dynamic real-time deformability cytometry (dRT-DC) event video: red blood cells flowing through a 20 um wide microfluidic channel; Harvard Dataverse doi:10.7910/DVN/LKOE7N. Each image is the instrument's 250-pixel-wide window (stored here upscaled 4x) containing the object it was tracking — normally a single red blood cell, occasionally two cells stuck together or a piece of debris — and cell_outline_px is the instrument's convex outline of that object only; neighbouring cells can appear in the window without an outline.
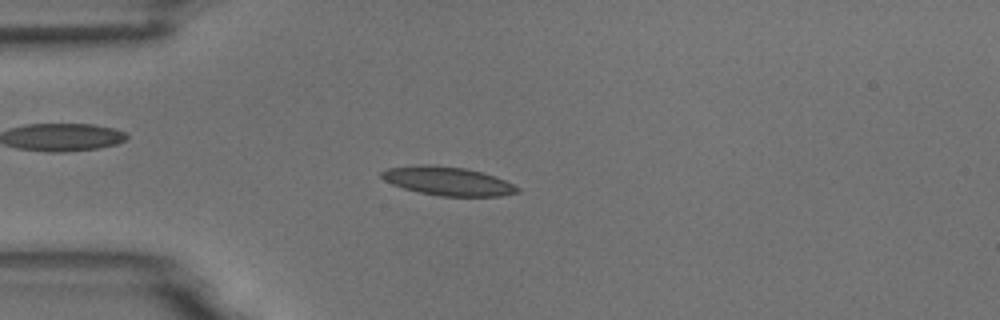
{"species": "common noctule bat (a hibernating species)", "species_latin": "Nyctalus noctula", "temperature_condition": "room temperature", "stored_images_in_passage": 54, "camera_frame_rate_fps": 3000, "um_per_image_px": 0.085, "animal": {"sex": "male", "body_mass_g": 18.8}, "frame": {"image": 1, "passage_image": 14, "time_ms": 4.333, "image_size_px": [1000, 320], "cell_outline_px": [[520, 192], [500, 196], [440, 196], [420, 192], [404, 188], [392, 184], [384, 180], [380, 176], [380, 172], [388, 168], [416, 164], [428, 164], [468, 168], [504, 180], [520, 188]], "centroid_in_image_um": [38.03, 15.38], "position_along_channel_um": 47.0, "area_um2": 22.66}}
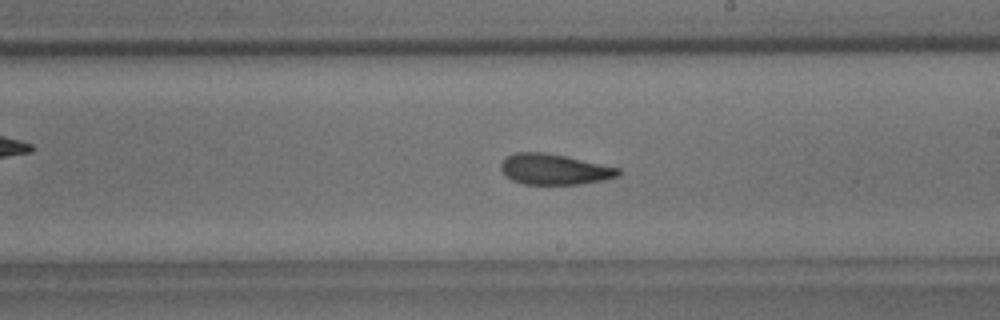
{"frame": {"image": 2, "passage_image": 31, "time_ms": 10.0, "image_size_px": [1000, 320], "cell_outline_px": [[620, 176], [604, 180], [580, 184], [524, 184], [512, 180], [500, 168], [500, 164], [508, 156], [516, 152], [544, 152], [564, 156], [620, 168]], "centroid_in_image_um": [47.14, 14.39], "position_along_channel_um": 241.9, "area_um2": 20.75}}
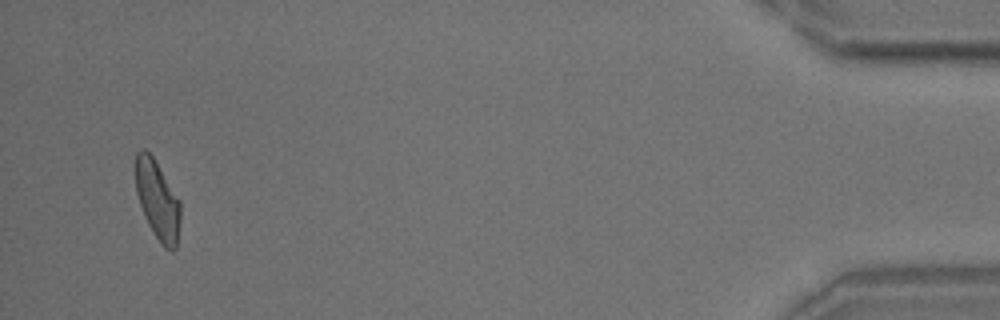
{"frame": {"image": 3, "passage_image": 52, "time_ms": 17.0, "image_size_px": [1000, 320], "cell_outline_px": [[180, 220], [176, 248], [172, 252], [164, 248], [160, 244], [152, 232], [144, 216], [136, 192], [136, 152], [140, 148], [144, 148], [152, 156], [180, 200]], "centroid_in_image_um": [13.39, 17.04], "position_along_channel_um": 421.8, "area_um2": 20.63}, "authors_computed_cell_mechanics": {"area_um2": 21.2415, "velocity_mm_per_s": 3.7022, "shape_relaxation_time_tau1_ms": null, "shape_relaxation_time_tau2_ms": 3.9022, "deformation_change_tau1": null, "deformation_change_tau2": 0.1121}}